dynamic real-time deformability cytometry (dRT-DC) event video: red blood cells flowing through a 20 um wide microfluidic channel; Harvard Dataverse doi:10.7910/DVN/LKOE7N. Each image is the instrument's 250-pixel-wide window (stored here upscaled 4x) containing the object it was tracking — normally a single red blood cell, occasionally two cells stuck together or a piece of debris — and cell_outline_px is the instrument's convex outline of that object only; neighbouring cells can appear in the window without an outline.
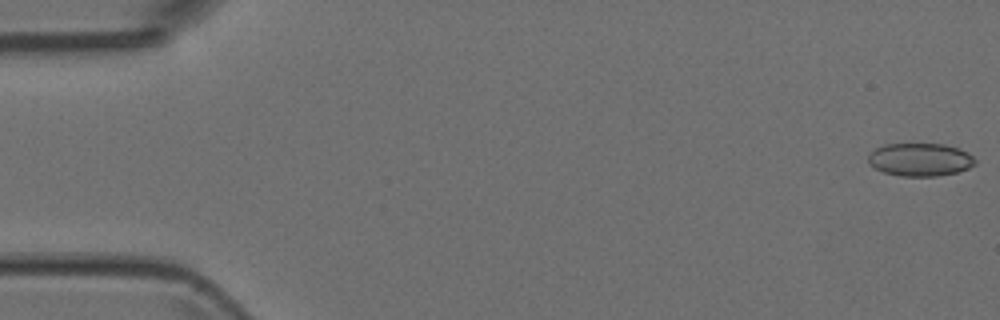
{"species": "Egyptian fruit bat (a non-hibernating species)", "species_latin": "Rousettus aegyptiacus", "temperature_condition": "room temperature", "stored_images_in_passage": 46, "camera_frame_rate_fps": 3000, "um_per_image_px": 0.085, "animal": {"sex": "female"}, "frame": {"image": 1, "passage_image": 1, "time_ms": 0.0, "image_size_px": [1000, 320], "cell_outline_px": [[976, 164], [968, 168], [956, 172], [936, 176], [900, 176], [884, 172], [868, 164], [868, 156], [876, 148], [884, 144], [944, 144], [960, 148], [968, 152], [976, 160]], "centroid_in_image_um": [78.22, 13.56], "position_along_channel_um": 6.8, "area_um2": 20.58}}
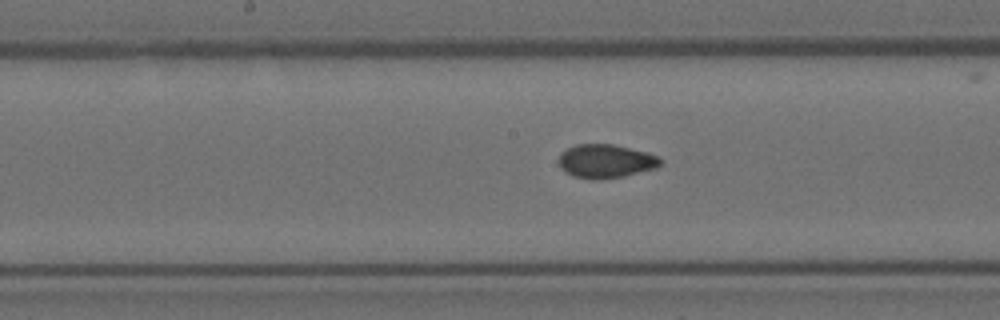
{"frame": {"image": 2, "passage_image": 26, "time_ms": 8.333, "image_size_px": [1000, 320], "cell_outline_px": [[664, 160], [656, 168], [624, 176], [600, 180], [592, 180], [572, 176], [564, 172], [560, 168], [560, 152], [576, 144], [612, 144], [648, 152], [660, 156]], "centroid_in_image_um": [51.5, 13.71], "position_along_channel_um": 196.7, "area_um2": 20.23}}
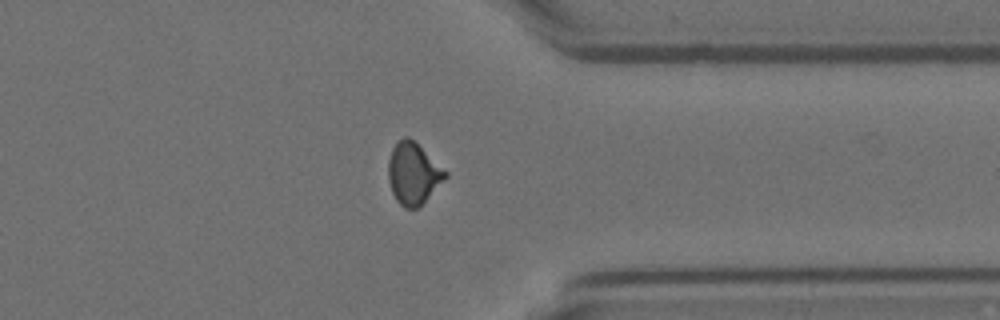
{"frame": {"image": 3, "passage_image": 40, "time_ms": 13.0, "image_size_px": [1000, 320], "cell_outline_px": [[448, 176], [420, 208], [404, 208], [396, 200], [392, 192], [388, 180], [388, 160], [392, 148], [404, 136], [408, 136], [448, 172]], "centroid_in_image_um": [35.13, 14.78], "position_along_channel_um": 376.3, "area_um2": 20.52}}